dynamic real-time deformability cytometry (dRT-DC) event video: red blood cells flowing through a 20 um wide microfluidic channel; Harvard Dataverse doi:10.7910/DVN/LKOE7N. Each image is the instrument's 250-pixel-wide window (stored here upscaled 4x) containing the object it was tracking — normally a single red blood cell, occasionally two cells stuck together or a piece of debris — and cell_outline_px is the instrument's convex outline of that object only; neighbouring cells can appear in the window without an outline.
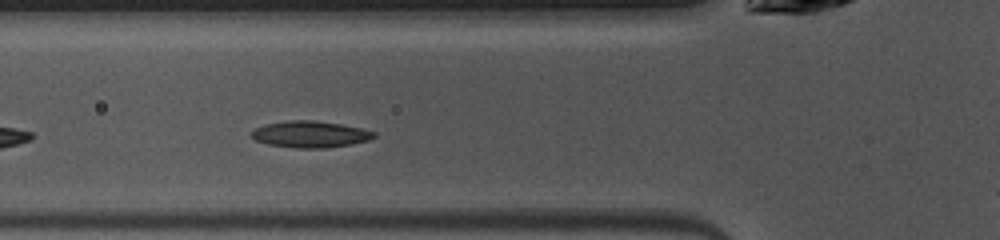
{"species": "common noctule bat (a hibernating species)", "species_latin": "Nyctalus noctula", "temperature_condition": "warm", "stored_images_in_passage": 37, "camera_frame_rate_fps": 3000, "um_per_image_px": 0.085, "animal": {"sex": "female", "body_mass_g": 10.0, "forearm_length_mm": 53.1}, "frame": {"image": 1, "passage_image": 4, "time_ms": 1.0, "image_size_px": [1000, 240], "cell_outline_px": [[376, 136], [368, 140], [352, 144], [324, 148], [296, 148], [268, 144], [256, 140], [252, 136], [252, 132], [256, 128], [268, 124], [288, 120], [312, 120], [340, 124], [360, 128], [376, 132]], "centroid_in_image_um": [26.4, 11.42], "position_along_channel_um": 99.4, "area_um2": 18.67}}
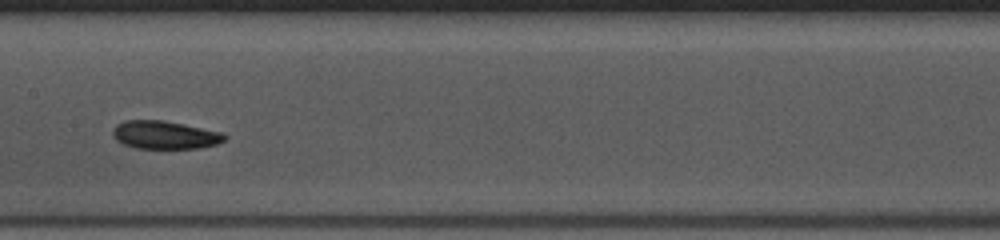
{"frame": {"image": 2, "passage_image": 11, "time_ms": 3.333, "image_size_px": [1000, 240], "cell_outline_px": [[228, 136], [224, 140], [216, 144], [200, 148], [136, 148], [124, 144], [116, 140], [112, 136], [112, 128], [116, 124], [124, 120], [160, 120], [224, 132]], "centroid_in_image_um": [13.99, 11.46], "position_along_channel_um": 193.4, "area_um2": 18.32}}
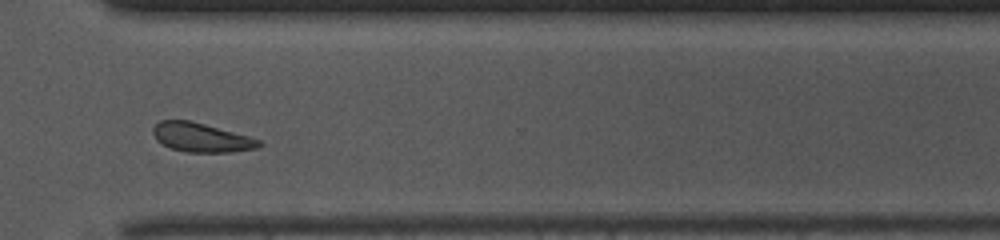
{"frame": {"image": 3, "passage_image": 23, "time_ms": 7.333, "image_size_px": [1000, 240], "cell_outline_px": [[264, 144], [256, 148], [228, 152], [188, 152], [172, 148], [156, 140], [152, 132], [152, 128], [160, 120], [188, 120], [204, 124], [248, 136], [260, 140]], "centroid_in_image_um": [17.09, 11.68], "position_along_channel_um": 353.5, "area_um2": 17.69}, "authors_computed_cell_mechanics": {"area_um2": 18.496, "velocity_mm_per_s": 4.0092, "shape_relaxation_time_tau1_ms": 1.532, "shape_relaxation_time_tau2_ms": 3.84, "deformation_change_tau1": 0.09, "deformation_change_tau2": 0.0981}}